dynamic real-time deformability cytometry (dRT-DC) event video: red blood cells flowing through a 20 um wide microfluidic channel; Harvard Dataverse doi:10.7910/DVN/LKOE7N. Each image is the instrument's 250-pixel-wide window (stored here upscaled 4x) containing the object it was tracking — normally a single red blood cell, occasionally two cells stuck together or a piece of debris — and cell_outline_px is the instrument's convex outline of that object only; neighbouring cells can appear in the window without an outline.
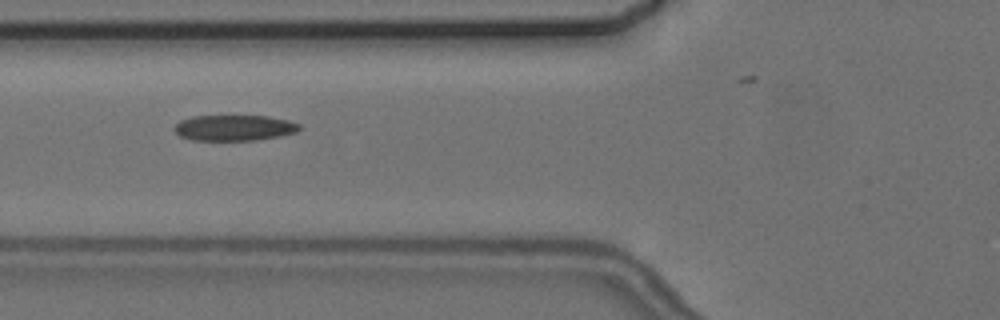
{"species": "common noctule bat (a hibernating species)", "species_latin": "Nyctalus noctula", "temperature_condition": "cold", "stored_images_in_passage": 4, "camera_frame_rate_fps": 3000, "um_per_image_px": 0.085, "animal": {"sex": "female", "body_mass_g": 24.6, "forearm_length_mm": 56.2}, "frame": {"image": 1, "passage_image": 4, "time_ms": 3.667, "image_size_px": [1000, 320], "cell_outline_px": [[300, 128], [296, 132], [280, 136], [256, 140], [192, 140], [180, 136], [172, 128], [180, 120], [192, 116], [268, 116], [288, 120], [300, 124]], "centroid_in_image_um": [19.89, 10.86], "position_along_channel_um": 105.9, "area_um2": 18.79}}